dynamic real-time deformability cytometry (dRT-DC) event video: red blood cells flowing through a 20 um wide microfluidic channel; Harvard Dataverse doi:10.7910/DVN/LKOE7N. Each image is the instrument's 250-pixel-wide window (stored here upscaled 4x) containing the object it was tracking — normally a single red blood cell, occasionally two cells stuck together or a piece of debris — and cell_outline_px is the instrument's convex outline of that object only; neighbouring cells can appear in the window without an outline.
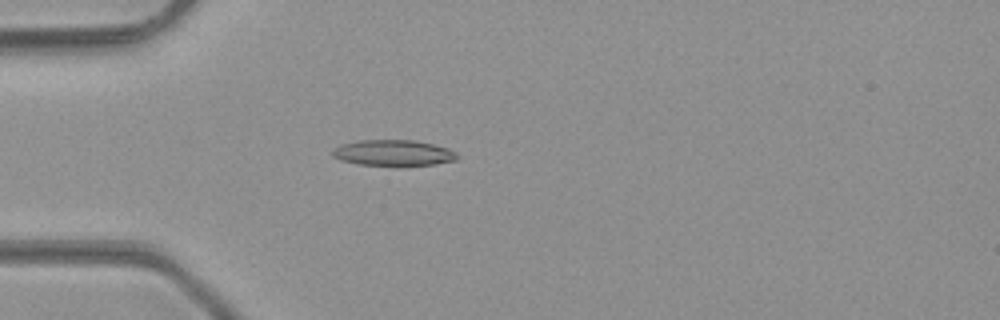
{"species": "common noctule bat (a hibernating species)", "species_latin": "Nyctalus noctula", "temperature_condition": "room temperature", "stored_images_in_passage": 36, "camera_frame_rate_fps": 3000, "um_per_image_px": 0.085, "animal": {"sex": "male", "body_mass_g": 23.1, "forearm_length_mm": 52.7}, "frame": {"image": 1, "passage_image": 8, "time_ms": 2.333, "image_size_px": [1000, 320], "cell_outline_px": [[460, 156], [456, 160], [436, 164], [396, 168], [356, 164], [340, 160], [332, 156], [332, 148], [344, 144], [360, 140], [416, 140], [448, 148], [456, 152]], "centroid_in_image_um": [33.45, 13.04], "position_along_channel_um": 51.5, "area_um2": 19.65}}
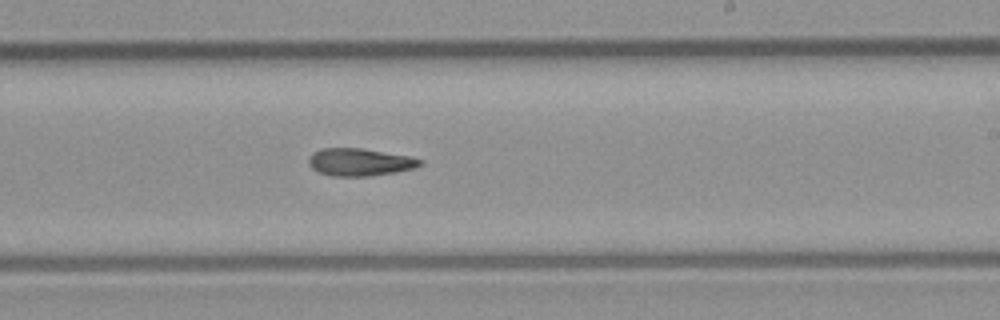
{"frame": {"image": 2, "passage_image": 23, "time_ms": 7.333, "image_size_px": [1000, 320], "cell_outline_px": [[424, 164], [416, 168], [396, 172], [372, 176], [332, 176], [320, 172], [312, 168], [308, 164], [308, 156], [324, 148], [360, 148], [408, 156], [424, 160]], "centroid_in_image_um": [30.62, 13.79], "position_along_channel_um": 258.4, "area_um2": 17.86}}
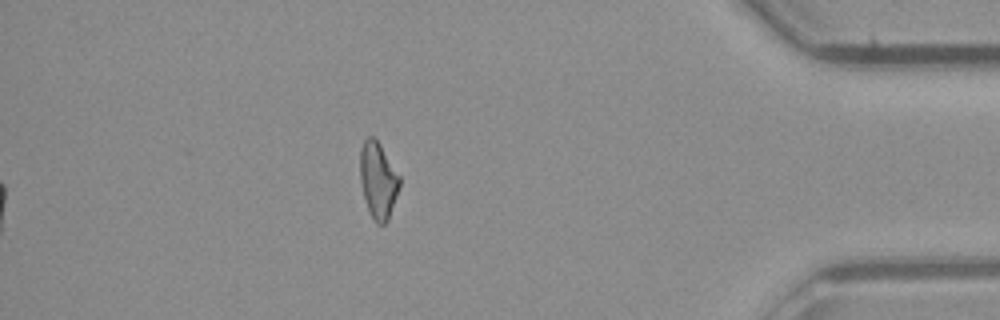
{"frame": {"image": 3, "passage_image": 36, "time_ms": 11.667, "image_size_px": [1000, 320], "cell_outline_px": [[400, 188], [388, 220], [384, 224], [376, 224], [368, 212], [360, 180], [360, 148], [364, 140], [368, 136], [372, 136], [380, 144], [400, 176]], "centroid_in_image_um": [32.14, 15.34], "position_along_channel_um": 403.1, "area_um2": 17.69}, "authors_computed_cell_mechanics": {"area_um2": 18.0336, "velocity_mm_per_s": 4.346, "shape_relaxation_time_tau1_ms": null, "shape_relaxation_time_tau2_ms": 9.4628, "deformation_change_tau1": null, "deformation_change_tau2": 0.2315}}